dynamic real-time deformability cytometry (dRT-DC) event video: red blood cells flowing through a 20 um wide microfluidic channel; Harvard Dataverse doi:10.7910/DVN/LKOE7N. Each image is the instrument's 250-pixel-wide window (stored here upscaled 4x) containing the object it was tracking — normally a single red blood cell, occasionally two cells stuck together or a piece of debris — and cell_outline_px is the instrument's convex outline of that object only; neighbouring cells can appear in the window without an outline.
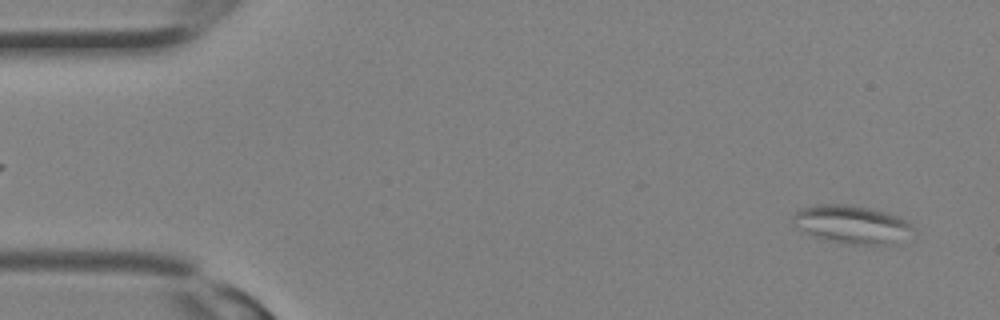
{"species": "Egyptian fruit bat (a non-hibernating species)", "species_latin": "Rousettus aegyptiacus", "temperature_condition": "room temperature", "stored_images_in_passage": 30, "camera_frame_rate_fps": 3000, "um_per_image_px": 0.085, "animal": {"sex": "female"}, "frame": {"image": 1, "passage_image": 1, "time_ms": 0.0, "image_size_px": [1000, 320], "cell_outline_px": [[912, 228], [896, 244], [848, 244], [824, 240], [812, 236], [796, 228], [792, 220], [792, 216], [800, 208], [816, 204], [844, 204], [868, 208], [896, 216], [904, 220]], "centroid_in_image_um": [72.27, 19.08], "position_along_channel_um": 12.7, "area_um2": 26.3}}
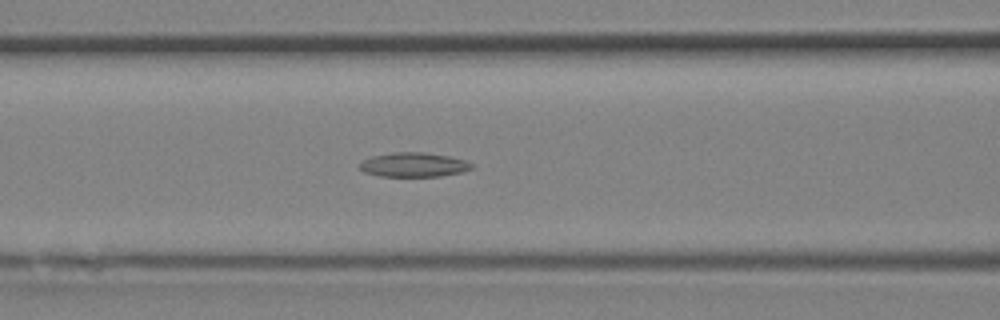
{"frame": {"image": 2, "passage_image": 12, "time_ms": 3.667, "image_size_px": [1000, 320], "cell_outline_px": [[476, 164], [472, 168], [460, 172], [440, 176], [380, 176], [364, 172], [360, 168], [360, 164], [364, 160], [372, 156], [392, 152], [424, 152], [448, 156], [464, 160]], "centroid_in_image_um": [35.18, 14.0], "position_along_channel_um": 131.4, "area_um2": 15.78}}
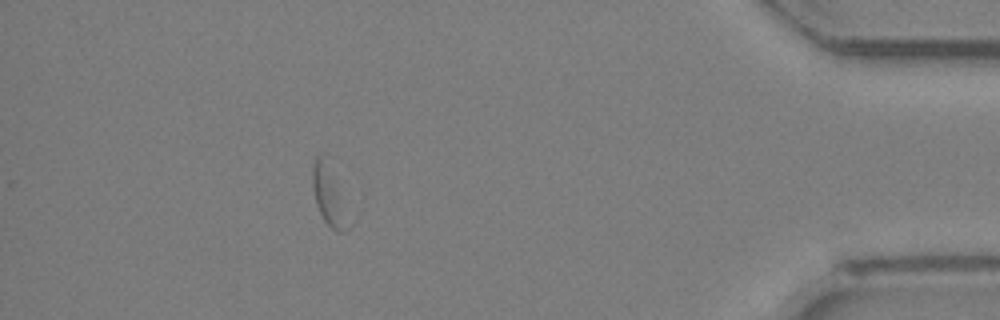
{"frame": {"image": 3, "passage_image": 27, "time_ms": 8.667, "image_size_px": [1000, 320], "cell_outline_px": [[352, 224], [344, 232], [336, 232], [324, 220], [316, 204], [312, 184], [312, 168], [316, 156], [320, 152], [324, 152]], "centroid_in_image_um": [27.95, 16.62], "position_along_channel_um": 407.2, "area_um2": 12.48}}